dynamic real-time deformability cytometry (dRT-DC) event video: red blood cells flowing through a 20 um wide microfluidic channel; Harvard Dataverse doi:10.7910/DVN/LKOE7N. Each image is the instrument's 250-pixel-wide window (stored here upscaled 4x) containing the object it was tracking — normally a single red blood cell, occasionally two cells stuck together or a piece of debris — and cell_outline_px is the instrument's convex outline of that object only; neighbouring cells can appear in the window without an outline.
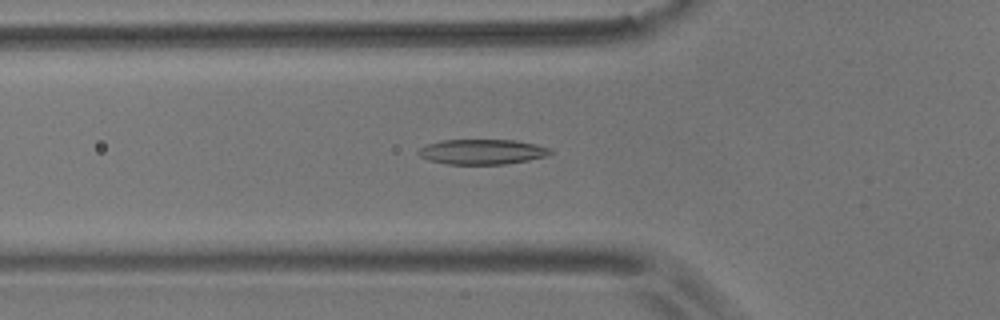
{"species": "common noctule bat (a hibernating species)", "species_latin": "Nyctalus noctula", "temperature_condition": "room temperature", "stored_images_in_passage": 54, "camera_frame_rate_fps": 3000, "um_per_image_px": 0.085, "animal": {"sex": "male", "body_mass_g": 17.9}, "frame": {"image": 1, "passage_image": 18, "time_ms": 5.667, "image_size_px": [1000, 320], "cell_outline_px": [[552, 152], [548, 156], [528, 160], [504, 164], [448, 164], [428, 160], [420, 156], [416, 152], [420, 148], [428, 144], [440, 140], [516, 140], [536, 144], [552, 148]], "centroid_in_image_um": [41.0, 12.9], "position_along_channel_um": 84.8, "area_um2": 19.36}}
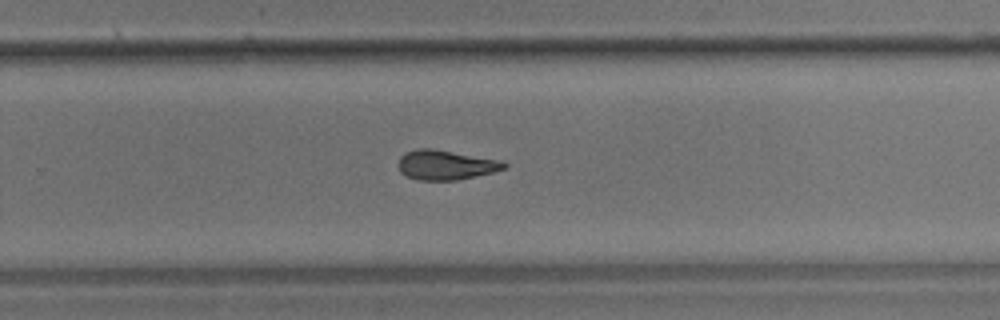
{"frame": {"image": 2, "passage_image": 35, "time_ms": 11.333, "image_size_px": [1000, 320], "cell_outline_px": [[508, 168], [492, 172], [456, 180], [420, 180], [408, 176], [400, 172], [400, 156], [404, 152], [416, 148], [432, 148], [500, 160], [508, 164]], "centroid_in_image_um": [37.89, 14.0], "position_along_channel_um": 291.9, "area_um2": 18.15}}
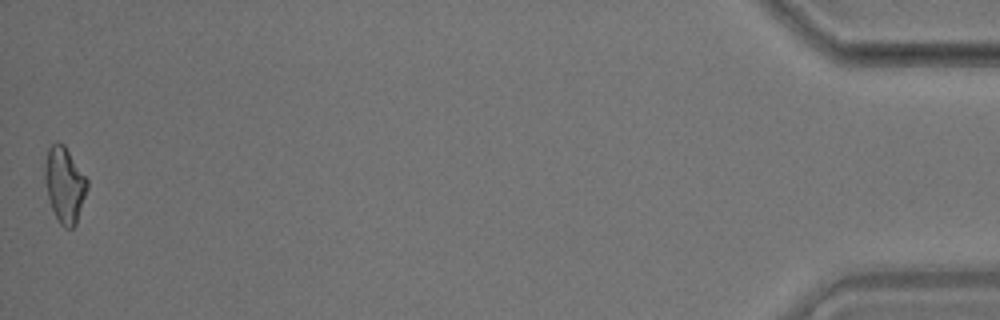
{"frame": {"image": 3, "passage_image": 54, "time_ms": 17.667, "image_size_px": [1000, 320], "cell_outline_px": [[88, 188], [76, 224], [72, 228], [64, 228], [60, 224], [48, 200], [44, 180], [44, 164], [48, 148], [56, 140], [64, 144], [88, 180]], "centroid_in_image_um": [5.47, 15.68], "position_along_channel_um": 429.7, "area_um2": 18.84}, "authors_computed_cell_mechanics": {"area_um2": 18.7561, "velocity_mm_per_s": 3.6455, "shape_relaxation_time_tau1_ms": 8.5653, "shape_relaxation_time_tau2_ms": 4.8476, "deformation_change_tau1": 0.2067, "deformation_change_tau2": 0.1363}}